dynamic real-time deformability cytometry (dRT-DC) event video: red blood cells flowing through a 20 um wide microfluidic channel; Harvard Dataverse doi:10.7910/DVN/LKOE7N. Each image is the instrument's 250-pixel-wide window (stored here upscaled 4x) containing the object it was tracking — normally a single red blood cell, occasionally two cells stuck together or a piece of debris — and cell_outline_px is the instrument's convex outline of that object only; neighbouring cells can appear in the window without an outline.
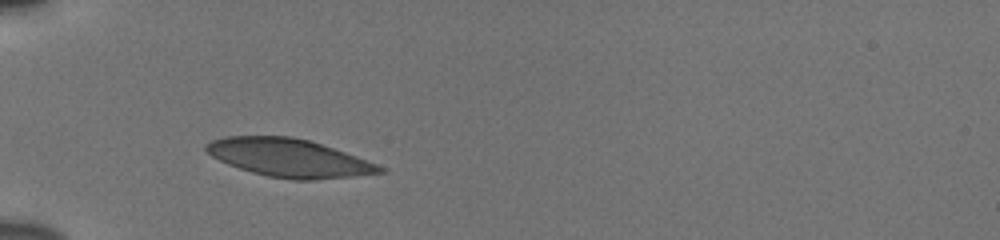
{"species": "human", "species_latin": "Homo sapiens", "temperature_condition": "cold", "stored_images_in_passage": 37, "camera_frame_rate_fps": 3000, "um_per_image_px": 0.085, "donor": {"sex": "male"}, "frame": {"image": 1, "passage_image": 1, "time_ms": 0.0, "image_size_px": [1000, 240], "cell_outline_px": [[388, 172], [316, 180], [292, 180], [268, 176], [252, 172], [228, 164], [212, 156], [204, 148], [204, 144], [212, 140], [224, 136], [288, 136], [308, 140], [356, 156], [376, 164], [384, 168]], "centroid_in_image_um": [24.54, 13.42], "position_along_channel_um": 60.5, "area_um2": 38.21}}
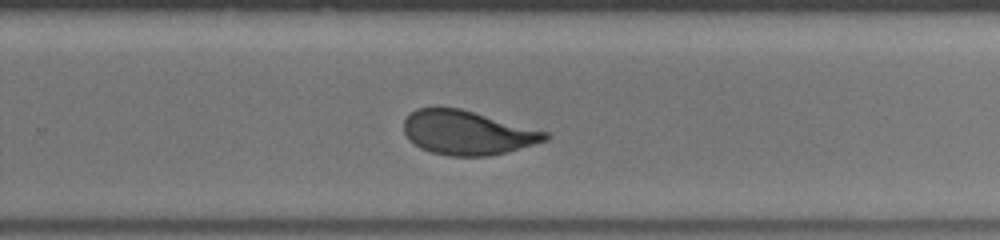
{"frame": {"image": 2, "passage_image": 20, "time_ms": 6.333, "image_size_px": [1000, 240], "cell_outline_px": [[552, 136], [548, 140], [504, 152], [488, 156], [448, 156], [432, 152], [420, 148], [408, 140], [404, 132], [404, 120], [416, 108], [460, 108], [548, 132]], "centroid_in_image_um": [39.71, 11.28], "position_along_channel_um": 290.1, "area_um2": 36.13}}
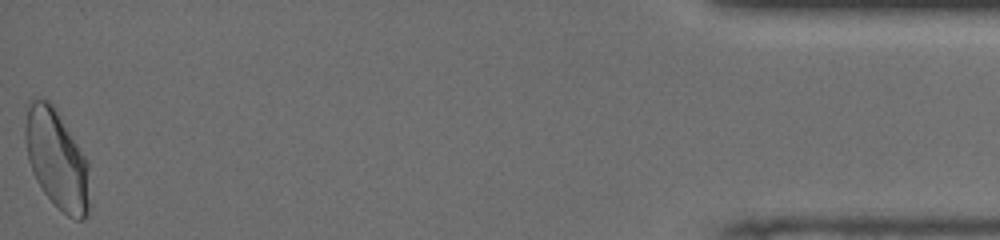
{"frame": {"image": 3, "passage_image": 37, "time_ms": 12.0, "image_size_px": [1000, 240], "cell_outline_px": [[88, 216], [84, 220], [76, 220], [68, 216], [44, 192], [36, 180], [32, 172], [28, 160], [24, 136], [24, 124], [28, 104], [32, 96], [48, 100], [56, 108], [88, 160]], "centroid_in_image_um": [4.8, 13.48], "position_along_channel_um": 430.4, "area_um2": 37.4}, "authors_computed_cell_mechanics": {"area_um2": 37.3388, "velocity_mm_per_s": 3.828, "shape_relaxation_time_tau1_ms": 5.2329, "shape_relaxation_time_tau2_ms": null, "deformation_change_tau1": 0.1457, "deformation_change_tau2": null}}